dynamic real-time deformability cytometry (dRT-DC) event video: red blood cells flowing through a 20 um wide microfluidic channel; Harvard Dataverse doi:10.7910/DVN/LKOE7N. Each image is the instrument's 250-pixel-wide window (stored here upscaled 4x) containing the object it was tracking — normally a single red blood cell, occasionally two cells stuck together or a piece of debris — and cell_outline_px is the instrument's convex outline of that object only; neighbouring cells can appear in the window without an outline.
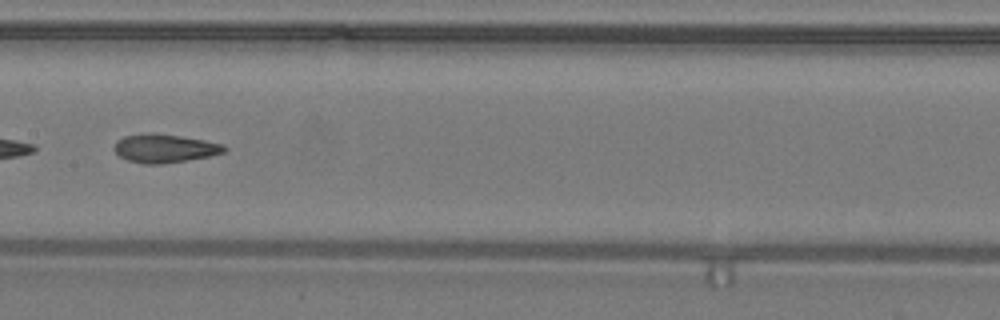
{"species": "common noctule bat (a hibernating species)", "species_latin": "Nyctalus noctula", "temperature_condition": "warm", "stored_images_in_passage": 34, "camera_frame_rate_fps": 3000, "um_per_image_px": 0.085, "animal": {"sex": "male", "body_mass_g": 19.2, "forearm_length_mm": 51.8}, "frame": {"image": 1, "passage_image": 11, "time_ms": 3.333, "image_size_px": [1000, 320], "cell_outline_px": [[228, 148], [224, 152], [208, 156], [160, 164], [144, 164], [128, 160], [120, 156], [112, 148], [116, 140], [124, 136], [152, 132], [180, 136], [204, 140], [224, 144]], "centroid_in_image_um": [13.96, 12.59], "position_along_channel_um": 193.4, "area_um2": 18.21}, "authors_computed_cell_mechanics": {"area_um2": 18.4093, "velocity_mm_per_s": 4.3186, "shape_relaxation_time_tau1_ms": null, "shape_relaxation_time_tau2_ms": 2.5468, "deformation_change_tau1": null, "deformation_change_tau2": 0.1148}}